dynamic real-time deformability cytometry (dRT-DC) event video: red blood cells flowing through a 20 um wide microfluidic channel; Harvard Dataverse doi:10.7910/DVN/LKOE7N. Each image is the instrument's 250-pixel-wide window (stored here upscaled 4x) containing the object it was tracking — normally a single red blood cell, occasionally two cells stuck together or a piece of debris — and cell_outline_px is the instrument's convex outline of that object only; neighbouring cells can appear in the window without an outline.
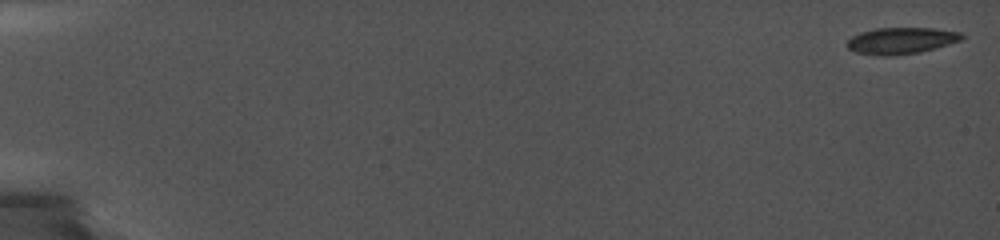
{"species": "common noctule bat (a hibernating species)", "species_latin": "Nyctalus noctula", "temperature_condition": "cold", "stored_images_in_passage": 36, "camera_frame_rate_fps": 5000, "um_per_image_px": 0.085, "animal": {"sex": "female", "body_mass_g": 19.0, "forearm_length_mm": 56.7}, "frame": {"image": 1, "passage_image": 1, "time_ms": 0.0, "image_size_px": [1000, 240], "cell_outline_px": [[964, 36], [960, 40], [936, 48], [920, 52], [884, 56], [880, 56], [856, 52], [848, 48], [848, 40], [852, 36], [860, 32], [876, 28], [936, 28], [960, 32]], "centroid_in_image_um": [76.6, 3.45], "position_along_channel_um": 8.4, "area_um2": 17.57}}
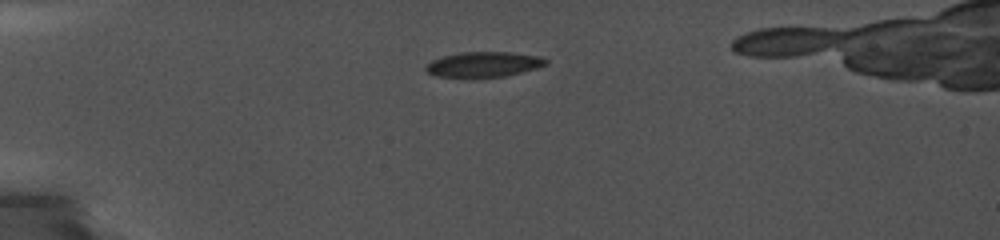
{"frame": {"image": 2, "passage_image": 28, "time_ms": 5.0, "image_size_px": [1000, 240], "cell_outline_px": [[548, 64], [536, 68], [504, 76], [472, 80], [468, 80], [436, 76], [428, 72], [424, 68], [432, 60], [440, 56], [460, 52], [508, 52], [540, 56], [548, 60]], "centroid_in_image_um": [41.05, 5.51], "position_along_channel_um": 43.9, "area_um2": 18.32}}